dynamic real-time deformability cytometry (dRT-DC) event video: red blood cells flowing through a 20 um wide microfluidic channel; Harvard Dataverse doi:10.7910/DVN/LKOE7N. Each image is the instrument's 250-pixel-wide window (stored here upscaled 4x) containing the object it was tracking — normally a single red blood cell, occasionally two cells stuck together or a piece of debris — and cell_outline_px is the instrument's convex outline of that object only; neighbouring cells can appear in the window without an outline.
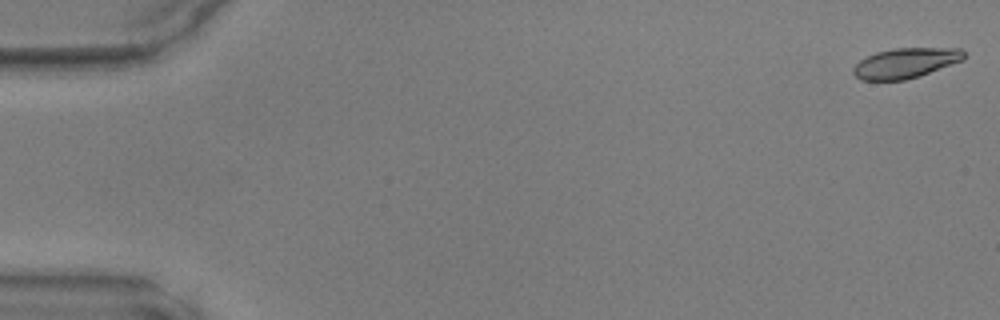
{"species": "common noctule bat (a hibernating species)", "species_latin": "Nyctalus noctula", "temperature_condition": "warm", "stored_images_in_passage": 11, "camera_frame_rate_fps": 3000, "um_per_image_px": 0.085, "animal": {"sex": "male", "body_mass_g": 17.9, "forearm_length_mm": 54.2}, "frame": {"image": 1, "passage_image": 1, "time_ms": 0.0, "image_size_px": [1000, 320], "cell_outline_px": [[968, 56], [964, 60], [920, 76], [904, 80], [860, 80], [852, 72], [852, 68], [860, 60], [876, 52], [892, 48], [960, 48]], "centroid_in_image_um": [77.0, 5.35], "position_along_channel_um": 8.0, "area_um2": 19.59}}